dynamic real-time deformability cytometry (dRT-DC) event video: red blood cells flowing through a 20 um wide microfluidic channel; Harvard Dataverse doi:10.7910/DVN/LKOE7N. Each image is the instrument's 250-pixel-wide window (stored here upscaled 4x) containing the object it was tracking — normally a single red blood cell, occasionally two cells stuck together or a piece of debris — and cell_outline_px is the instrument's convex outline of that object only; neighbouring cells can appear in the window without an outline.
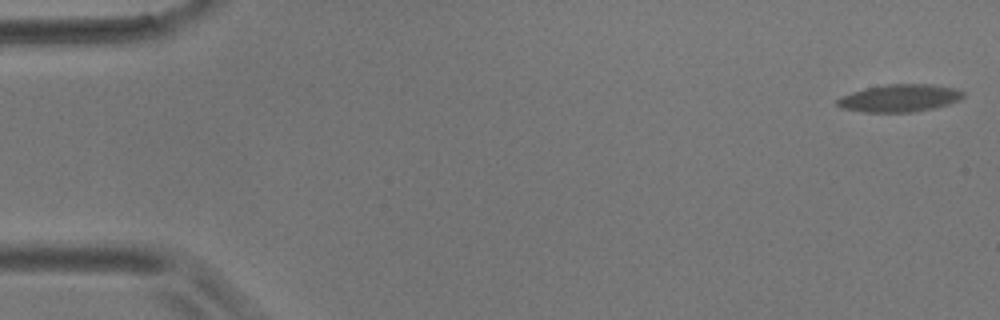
{"species": "common noctule bat (a hibernating species)", "species_latin": "Nyctalus noctula", "temperature_condition": "room temperature", "stored_images_in_passage": 7, "camera_frame_rate_fps": 3000, "um_per_image_px": 0.085, "animal": {"sex": "male", "body_mass_g": 17.9}, "frame": {"image": 1, "passage_image": 1, "time_ms": 0.0, "image_size_px": [1000, 320], "cell_outline_px": [[964, 96], [960, 100], [948, 104], [932, 108], [912, 112], [864, 112], [840, 108], [836, 104], [836, 100], [852, 92], [864, 88], [888, 84], [928, 84], [956, 88], [964, 92]], "centroid_in_image_um": [76.47, 8.34], "position_along_channel_um": 8.5, "area_um2": 20.11}}